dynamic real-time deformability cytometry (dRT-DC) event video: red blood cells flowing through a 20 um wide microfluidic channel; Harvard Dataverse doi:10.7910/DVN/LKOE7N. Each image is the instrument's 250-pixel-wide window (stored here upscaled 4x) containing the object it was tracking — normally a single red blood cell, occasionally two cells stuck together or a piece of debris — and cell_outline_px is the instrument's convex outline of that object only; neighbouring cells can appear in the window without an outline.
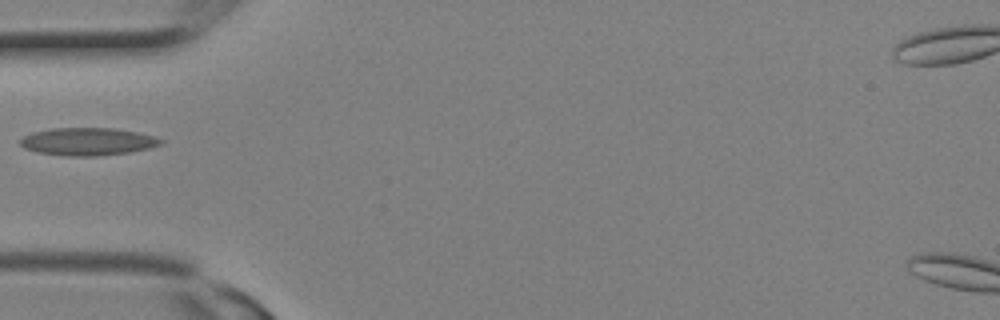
{"species": "Egyptian fruit bat (a non-hibernating species)", "species_latin": "Rousettus aegyptiacus", "temperature_condition": "room temperature", "stored_images_in_passage": 1, "camera_frame_rate_fps": 3000, "um_per_image_px": 0.085, "animal": {"sex": "female"}, "frame": {"image": 1, "passage_image": 1, "time_ms": 0.0, "image_size_px": [1000, 320], "cell_outline_px": [[164, 144], [148, 148], [128, 152], [96, 156], [64, 156], [36, 152], [24, 148], [20, 144], [20, 140], [24, 136], [32, 132], [52, 128], [112, 128], [136, 132], [152, 136], [164, 140]], "centroid_in_image_um": [7.43, 12.04], "position_along_channel_um": 77.6, "area_um2": 22.6}}